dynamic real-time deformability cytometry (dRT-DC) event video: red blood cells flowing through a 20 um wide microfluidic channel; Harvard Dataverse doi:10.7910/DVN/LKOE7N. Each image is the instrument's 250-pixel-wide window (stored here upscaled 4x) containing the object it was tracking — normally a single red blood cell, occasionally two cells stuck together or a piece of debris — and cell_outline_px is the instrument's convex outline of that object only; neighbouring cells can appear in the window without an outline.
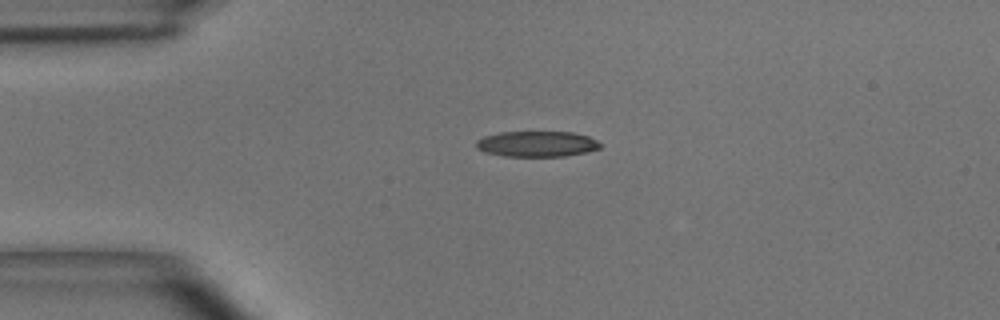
{"species": "common noctule bat (a hibernating species)", "species_latin": "Nyctalus noctula", "temperature_condition": "room temperature", "stored_images_in_passage": 43, "camera_frame_rate_fps": 3000, "um_per_image_px": 0.085, "animal": {"sex": "male", "body_mass_g": 15.6}, "frame": {"image": 1, "passage_image": 1, "time_ms": 0.0, "image_size_px": [1000, 320], "cell_outline_px": [[600, 148], [588, 152], [564, 156], [504, 156], [484, 152], [476, 148], [476, 140], [484, 136], [500, 132], [572, 132], [588, 136], [596, 140], [600, 144]], "centroid_in_image_um": [45.61, 12.23], "position_along_channel_um": 39.4, "area_um2": 18.55}}
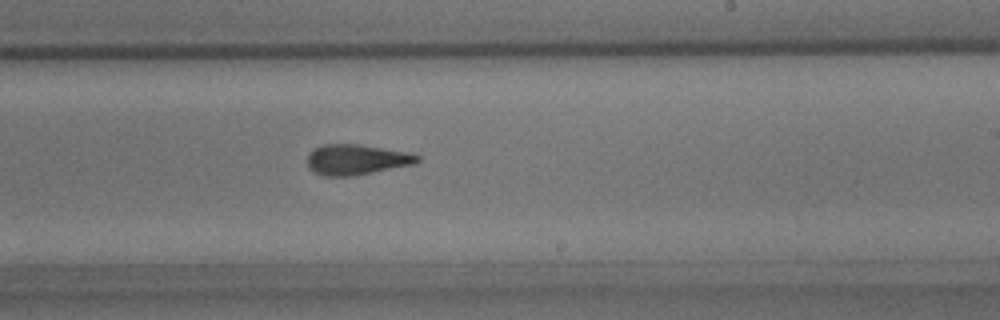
{"frame": {"image": 2, "passage_image": 21, "time_ms": 6.667, "image_size_px": [1000, 320], "cell_outline_px": [[420, 160], [416, 164], [352, 176], [324, 176], [308, 168], [308, 152], [324, 144], [356, 144], [408, 152], [420, 156]], "centroid_in_image_um": [30.31, 13.57], "position_along_channel_um": 258.7, "area_um2": 19.42}}
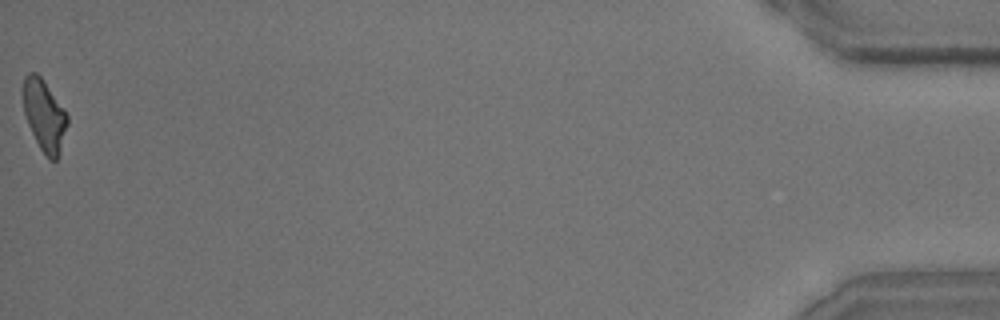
{"frame": {"image": 3, "passage_image": 43, "time_ms": 14.0, "image_size_px": [1000, 320], "cell_outline_px": [[68, 124], [60, 152], [56, 160], [48, 160], [40, 148], [28, 124], [24, 112], [20, 92], [20, 88], [24, 76], [28, 72], [36, 72], [44, 80], [64, 108], [68, 116]], "centroid_in_image_um": [3.73, 9.75], "position_along_channel_um": 431.5, "area_um2": 18.9}, "authors_computed_cell_mechanics": {"area_um2": 19.363, "velocity_mm_per_s": 3.6704, "shape_relaxation_time_tau1_ms": 7.3777, "shape_relaxation_time_tau2_ms": 1.5669, "deformation_change_tau1": 0.2242, "deformation_change_tau2": 0.1002}}